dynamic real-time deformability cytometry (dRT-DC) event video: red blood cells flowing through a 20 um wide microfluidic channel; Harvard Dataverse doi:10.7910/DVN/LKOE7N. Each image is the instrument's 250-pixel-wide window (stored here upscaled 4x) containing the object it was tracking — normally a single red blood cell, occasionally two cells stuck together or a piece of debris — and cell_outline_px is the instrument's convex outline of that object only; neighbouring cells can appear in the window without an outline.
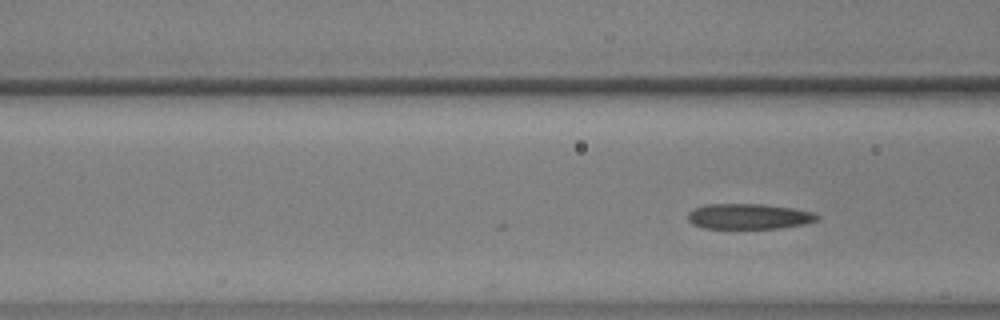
{"species": "common noctule bat (a hibernating species)", "species_latin": "Nyctalus noctula", "temperature_condition": "warm", "stored_images_in_passage": 5, "camera_frame_rate_fps": 3000, "um_per_image_px": 0.085, "animal": {"sex": "male", "body_mass_g": 17.9, "forearm_length_mm": 54.2}, "frame": {"image": 1, "passage_image": 5, "time_ms": 1.333, "image_size_px": [1000, 320], "cell_outline_px": [[820, 216], [816, 220], [804, 224], [780, 228], [704, 228], [692, 224], [688, 220], [688, 212], [704, 204], [764, 204], [792, 208], [816, 212]], "centroid_in_image_um": [63.66, 18.39], "position_along_channel_um": 102.9, "area_um2": 19.19}}